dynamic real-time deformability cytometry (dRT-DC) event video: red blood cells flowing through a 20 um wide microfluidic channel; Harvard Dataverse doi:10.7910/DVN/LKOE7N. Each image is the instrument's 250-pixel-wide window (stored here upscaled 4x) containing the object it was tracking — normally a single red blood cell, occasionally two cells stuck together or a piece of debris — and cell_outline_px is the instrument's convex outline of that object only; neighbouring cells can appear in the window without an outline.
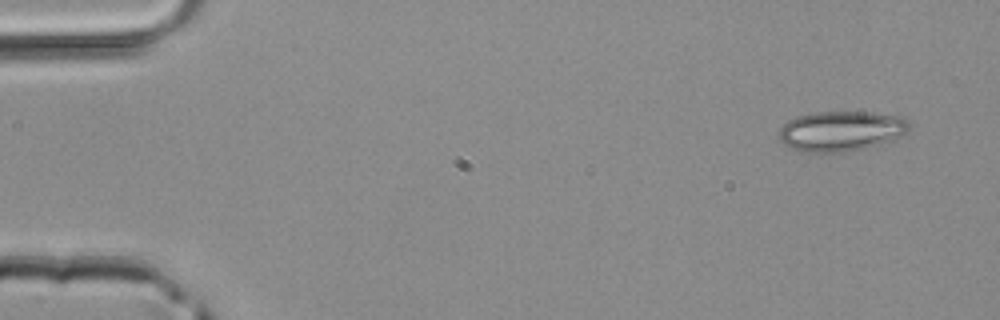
{"species": "common noctule bat (a hibernating species)", "species_latin": "Nyctalus noctula", "temperature_condition": "room temperature", "stored_images_in_passage": 3, "camera_frame_rate_fps": 3000, "um_per_image_px": 0.085, "animal": {"sex": "male", "body_mass_g": 20.4}, "frame": {"image": 1, "passage_image": 1, "time_ms": 0.0, "image_size_px": [1000, 320], "cell_outline_px": [[912, 128], [908, 132], [892, 140], [868, 148], [848, 152], [800, 152], [784, 144], [780, 140], [780, 128], [788, 120], [796, 116], [812, 112], [872, 112], [900, 116], [908, 120], [912, 124]], "centroid_in_image_um": [71.54, 11.14], "position_along_channel_um": 13.5, "area_um2": 30.92}}